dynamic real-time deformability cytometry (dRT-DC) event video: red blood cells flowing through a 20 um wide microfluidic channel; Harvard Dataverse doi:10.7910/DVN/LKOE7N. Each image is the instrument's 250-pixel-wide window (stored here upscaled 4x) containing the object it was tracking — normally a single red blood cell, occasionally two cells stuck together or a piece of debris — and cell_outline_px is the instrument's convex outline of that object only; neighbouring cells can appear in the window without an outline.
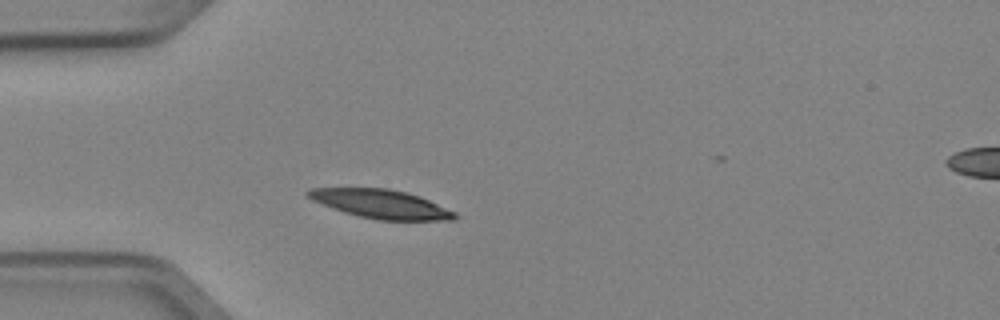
{"species": "Egyptian fruit bat (a non-hibernating species)", "species_latin": "Rousettus aegyptiacus", "temperature_condition": "cold", "stored_images_in_passage": 3, "segment_of_instrument_passage": [1, 2], "camera_frame_rate_fps": 3000, "um_per_image_px": 0.085, "animal": {"sex": "female"}, "frame": {"image": 1, "passage_image": 2, "time_ms": 0.333, "image_size_px": [1000, 320], "cell_outline_px": [[460, 216], [456, 220], [380, 220], [360, 216], [344, 212], [332, 208], [312, 200], [304, 192], [308, 188], [388, 188], [408, 192], [420, 196], [456, 212]], "centroid_in_image_um": [32.41, 17.33], "position_along_channel_um": 52.6, "area_um2": 24.68}}